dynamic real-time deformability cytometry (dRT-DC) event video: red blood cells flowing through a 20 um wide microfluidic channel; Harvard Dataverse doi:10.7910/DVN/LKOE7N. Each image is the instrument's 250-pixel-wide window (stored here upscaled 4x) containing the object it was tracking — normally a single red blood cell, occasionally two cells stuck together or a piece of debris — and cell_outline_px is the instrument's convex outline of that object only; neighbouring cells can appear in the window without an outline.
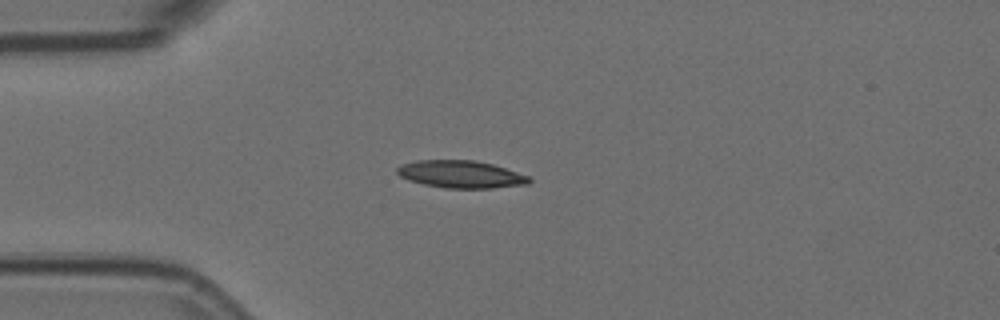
{"species": "Egyptian fruit bat (a non-hibernating species)", "species_latin": "Rousettus aegyptiacus", "temperature_condition": "room temperature", "stored_images_in_passage": 43, "camera_frame_rate_fps": 3000, "um_per_image_px": 0.085, "animal": {"sex": "female"}, "frame": {"image": 1, "passage_image": 1, "time_ms": 0.0, "image_size_px": [1000, 320], "cell_outline_px": [[532, 180], [528, 184], [492, 188], [444, 188], [424, 184], [408, 180], [400, 176], [396, 172], [396, 168], [404, 164], [416, 160], [476, 160], [492, 164], [532, 176]], "centroid_in_image_um": [39.21, 14.81], "position_along_channel_um": 45.8, "area_um2": 21.21}}
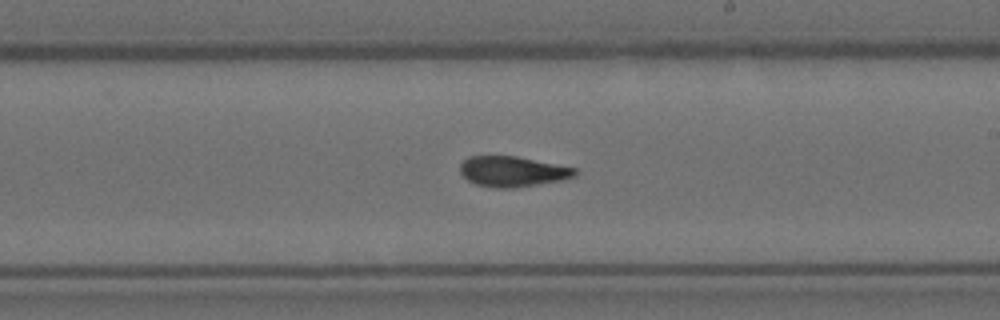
{"frame": {"image": 2, "passage_image": 19, "time_ms": 6.0, "image_size_px": [1000, 320], "cell_outline_px": [[576, 176], [560, 180], [516, 188], [492, 188], [476, 184], [468, 180], [460, 172], [460, 164], [468, 156], [516, 156], [576, 168]], "centroid_in_image_um": [43.54, 14.58], "position_along_channel_um": 245.5, "area_um2": 20.29}}
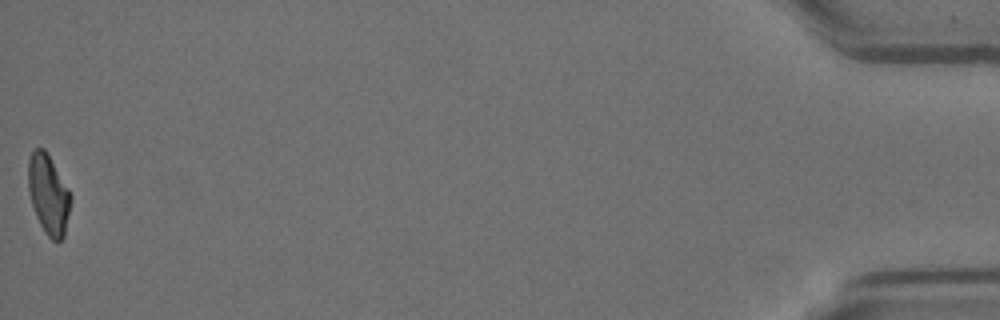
{"frame": {"image": 3, "passage_image": 43, "time_ms": 14.0, "image_size_px": [1000, 320], "cell_outline_px": [[72, 196], [64, 236], [56, 244], [44, 232], [36, 216], [32, 204], [28, 188], [28, 160], [32, 152], [36, 148], [44, 148], [68, 188]], "centroid_in_image_um": [4.12, 16.55], "position_along_channel_um": 431.1, "area_um2": 19.59}, "authors_computed_cell_mechanics": {"area_um2": 20.5768, "velocity_mm_per_s": 3.5862, "shape_relaxation_time_tau1_ms": 6.0261, "shape_relaxation_time_tau2_ms": 2.2539, "deformation_change_tau1": 0.1867, "deformation_change_tau2": 0.0942}}